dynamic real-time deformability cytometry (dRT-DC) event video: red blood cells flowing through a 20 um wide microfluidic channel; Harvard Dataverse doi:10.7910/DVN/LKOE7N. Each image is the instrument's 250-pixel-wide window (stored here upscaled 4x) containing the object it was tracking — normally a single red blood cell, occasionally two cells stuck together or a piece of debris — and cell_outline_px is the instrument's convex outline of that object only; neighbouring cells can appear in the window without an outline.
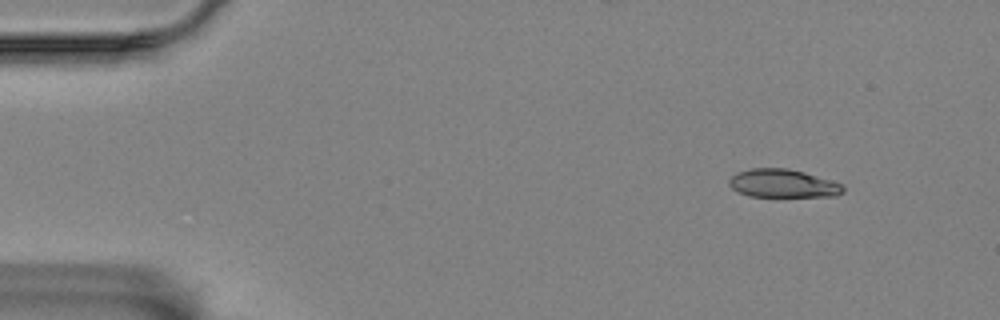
{"species": "Egyptian fruit bat (a non-hibernating species)", "species_latin": "Rousettus aegyptiacus", "temperature_condition": "room temperature", "stored_images_in_passage": 52, "camera_frame_rate_fps": 3000, "um_per_image_px": 0.085, "animal": {"sex": "female"}, "frame": {"image": 1, "passage_image": 1, "time_ms": 0.0, "image_size_px": [1000, 320], "cell_outline_px": [[844, 192], [836, 196], [748, 196], [732, 188], [728, 184], [728, 180], [736, 172], [752, 168], [788, 168], [804, 172], [840, 184], [844, 188]], "centroid_in_image_um": [66.5, 15.59], "position_along_channel_um": 18.5, "area_um2": 18.55}}
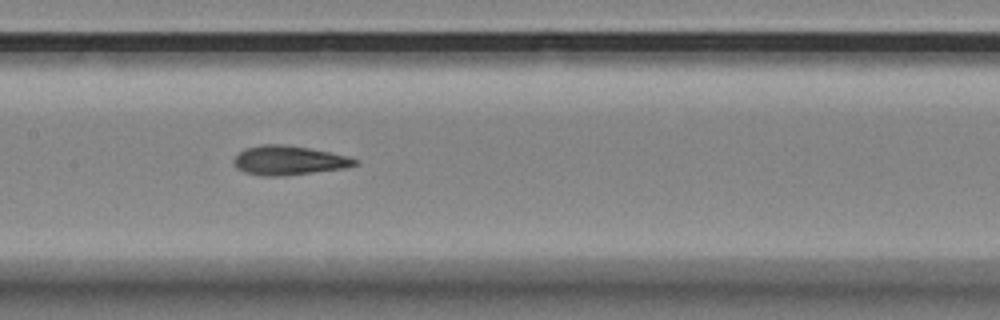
{"frame": {"image": 2, "passage_image": 23, "time_ms": 7.333, "image_size_px": [1000, 320], "cell_outline_px": [[360, 164], [344, 168], [284, 176], [264, 176], [244, 172], [236, 168], [232, 160], [244, 148], [260, 144], [280, 144], [308, 148], [348, 156], [360, 160]], "centroid_in_image_um": [24.54, 13.63], "position_along_channel_um": 182.9, "area_um2": 20.69}}
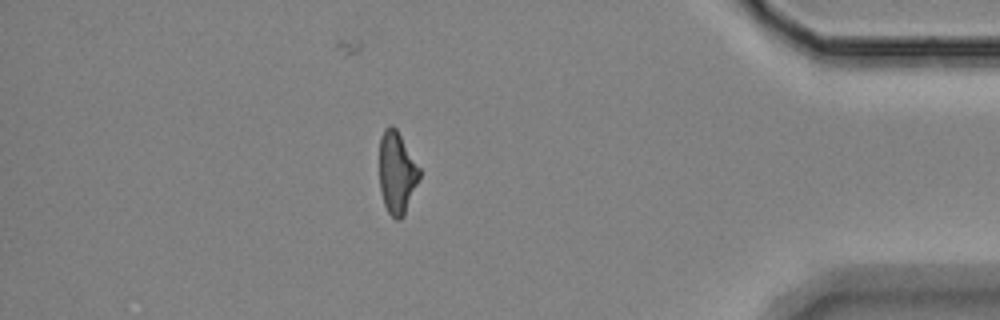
{"frame": {"image": 3, "passage_image": 45, "time_ms": 14.667, "image_size_px": [1000, 320], "cell_outline_px": [[420, 176], [404, 216], [400, 220], [396, 220], [388, 212], [384, 204], [380, 192], [380, 136], [384, 128], [388, 124], [392, 124], [396, 128], [420, 168]], "centroid_in_image_um": [33.72, 14.67], "position_along_channel_um": 401.5, "area_um2": 19.19}, "authors_computed_cell_mechanics": {"area_um2": 19.9988, "velocity_mm_per_s": 3.4901, "shape_relaxation_time_tau1_ms": 5.9215, "shape_relaxation_time_tau2_ms": 2.4423, "deformation_change_tau1": 0.1736, "deformation_change_tau2": 0.1176}}